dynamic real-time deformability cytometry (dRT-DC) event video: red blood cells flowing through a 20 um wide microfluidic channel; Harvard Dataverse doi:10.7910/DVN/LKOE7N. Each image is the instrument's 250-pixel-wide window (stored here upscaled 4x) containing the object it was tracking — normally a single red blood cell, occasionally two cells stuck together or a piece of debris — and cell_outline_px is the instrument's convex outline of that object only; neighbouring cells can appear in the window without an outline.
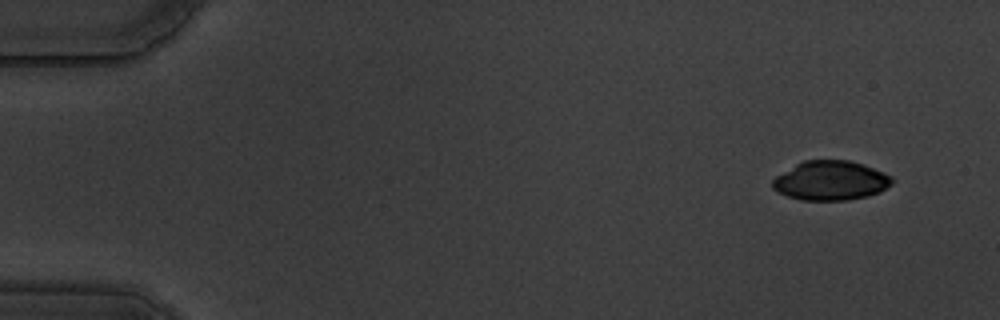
{"species": "common noctule bat (a hibernating species)", "species_latin": "Nyctalus noctula", "temperature_condition": "warm", "stored_images_in_passage": 53, "camera_frame_rate_fps": 3000, "um_per_image_px": 0.085, "animal": {"sex": "male", "body_mass_g": 19.5, "forearm_length_mm": 54.6}, "frame": {"image": 1, "passage_image": 1, "time_ms": 0.0, "image_size_px": [1000, 320], "cell_outline_px": [[892, 184], [880, 192], [868, 196], [848, 200], [800, 200], [788, 196], [772, 188], [772, 180], [776, 176], [796, 164], [804, 160], [848, 160], [864, 164], [892, 176]], "centroid_in_image_um": [70.62, 15.35], "position_along_channel_um": 14.4, "area_um2": 27.4}}
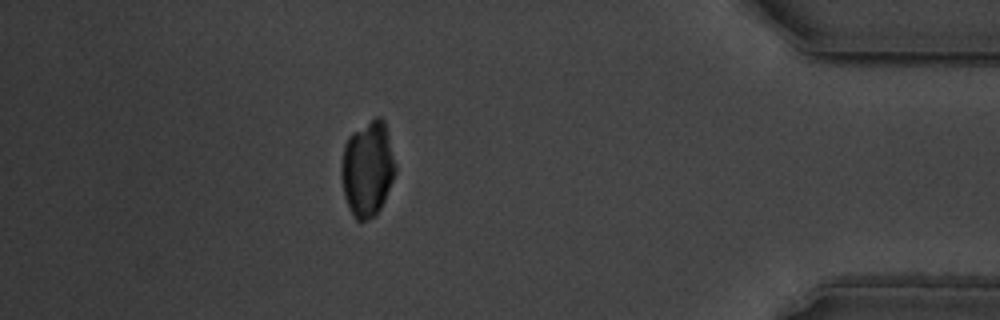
{"frame": {"image": 2, "passage_image": 48, "time_ms": 15.667, "image_size_px": [1000, 320], "cell_outline_px": [[396, 172], [384, 200], [376, 216], [368, 220], [356, 220], [344, 196], [340, 176], [340, 164], [344, 144], [348, 136], [352, 132], [376, 116], [380, 116], [384, 120], [396, 164]], "centroid_in_image_um": [31.22, 14.33], "position_along_channel_um": 404.0, "area_um2": 30.29}}